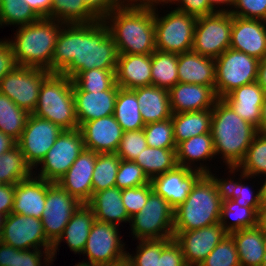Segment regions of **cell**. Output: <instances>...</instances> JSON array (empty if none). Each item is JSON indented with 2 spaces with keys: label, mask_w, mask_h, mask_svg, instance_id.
Listing matches in <instances>:
<instances>
[{
  "label": "cell",
  "mask_w": 266,
  "mask_h": 266,
  "mask_svg": "<svg viewBox=\"0 0 266 266\" xmlns=\"http://www.w3.org/2000/svg\"><path fill=\"white\" fill-rule=\"evenodd\" d=\"M118 51L103 20L63 24L52 58V73L72 78L90 69L116 70Z\"/></svg>",
  "instance_id": "obj_1"
},
{
  "label": "cell",
  "mask_w": 266,
  "mask_h": 266,
  "mask_svg": "<svg viewBox=\"0 0 266 266\" xmlns=\"http://www.w3.org/2000/svg\"><path fill=\"white\" fill-rule=\"evenodd\" d=\"M118 54L150 55L156 50L154 8L124 5L103 19Z\"/></svg>",
  "instance_id": "obj_2"
},
{
  "label": "cell",
  "mask_w": 266,
  "mask_h": 266,
  "mask_svg": "<svg viewBox=\"0 0 266 266\" xmlns=\"http://www.w3.org/2000/svg\"><path fill=\"white\" fill-rule=\"evenodd\" d=\"M223 197L220 178L204 174L185 201L174 209V231H190L219 223Z\"/></svg>",
  "instance_id": "obj_3"
},
{
  "label": "cell",
  "mask_w": 266,
  "mask_h": 266,
  "mask_svg": "<svg viewBox=\"0 0 266 266\" xmlns=\"http://www.w3.org/2000/svg\"><path fill=\"white\" fill-rule=\"evenodd\" d=\"M257 129L243 120L223 100L218 99L212 108L211 135L215 154L222 156L227 168H236L245 157Z\"/></svg>",
  "instance_id": "obj_4"
},
{
  "label": "cell",
  "mask_w": 266,
  "mask_h": 266,
  "mask_svg": "<svg viewBox=\"0 0 266 266\" xmlns=\"http://www.w3.org/2000/svg\"><path fill=\"white\" fill-rule=\"evenodd\" d=\"M63 23L50 18L18 27L14 40H8L17 66L43 68L52 73V58Z\"/></svg>",
  "instance_id": "obj_5"
},
{
  "label": "cell",
  "mask_w": 266,
  "mask_h": 266,
  "mask_svg": "<svg viewBox=\"0 0 266 266\" xmlns=\"http://www.w3.org/2000/svg\"><path fill=\"white\" fill-rule=\"evenodd\" d=\"M32 114L51 121L63 130L79 128L72 79L60 73H51L41 85Z\"/></svg>",
  "instance_id": "obj_6"
},
{
  "label": "cell",
  "mask_w": 266,
  "mask_h": 266,
  "mask_svg": "<svg viewBox=\"0 0 266 266\" xmlns=\"http://www.w3.org/2000/svg\"><path fill=\"white\" fill-rule=\"evenodd\" d=\"M259 60L232 48L215 59V93L218 99L234 89L257 81Z\"/></svg>",
  "instance_id": "obj_7"
},
{
  "label": "cell",
  "mask_w": 266,
  "mask_h": 266,
  "mask_svg": "<svg viewBox=\"0 0 266 266\" xmlns=\"http://www.w3.org/2000/svg\"><path fill=\"white\" fill-rule=\"evenodd\" d=\"M132 235L137 240L173 238L174 208L154 191L145 206L131 217Z\"/></svg>",
  "instance_id": "obj_8"
},
{
  "label": "cell",
  "mask_w": 266,
  "mask_h": 266,
  "mask_svg": "<svg viewBox=\"0 0 266 266\" xmlns=\"http://www.w3.org/2000/svg\"><path fill=\"white\" fill-rule=\"evenodd\" d=\"M154 8L156 50L182 54L192 50L197 18L177 10L160 17Z\"/></svg>",
  "instance_id": "obj_9"
},
{
  "label": "cell",
  "mask_w": 266,
  "mask_h": 266,
  "mask_svg": "<svg viewBox=\"0 0 266 266\" xmlns=\"http://www.w3.org/2000/svg\"><path fill=\"white\" fill-rule=\"evenodd\" d=\"M232 14L216 11L197 18L192 50L199 55L216 59L230 48Z\"/></svg>",
  "instance_id": "obj_10"
},
{
  "label": "cell",
  "mask_w": 266,
  "mask_h": 266,
  "mask_svg": "<svg viewBox=\"0 0 266 266\" xmlns=\"http://www.w3.org/2000/svg\"><path fill=\"white\" fill-rule=\"evenodd\" d=\"M51 74L46 69L16 66L0 81V92L17 106L32 114L43 81Z\"/></svg>",
  "instance_id": "obj_11"
},
{
  "label": "cell",
  "mask_w": 266,
  "mask_h": 266,
  "mask_svg": "<svg viewBox=\"0 0 266 266\" xmlns=\"http://www.w3.org/2000/svg\"><path fill=\"white\" fill-rule=\"evenodd\" d=\"M84 150L83 135L79 128L63 130L39 165L36 177L57 182Z\"/></svg>",
  "instance_id": "obj_12"
},
{
  "label": "cell",
  "mask_w": 266,
  "mask_h": 266,
  "mask_svg": "<svg viewBox=\"0 0 266 266\" xmlns=\"http://www.w3.org/2000/svg\"><path fill=\"white\" fill-rule=\"evenodd\" d=\"M118 233V226L95 220L82 252L88 257V262L107 266L126 259L125 243L121 241Z\"/></svg>",
  "instance_id": "obj_13"
},
{
  "label": "cell",
  "mask_w": 266,
  "mask_h": 266,
  "mask_svg": "<svg viewBox=\"0 0 266 266\" xmlns=\"http://www.w3.org/2000/svg\"><path fill=\"white\" fill-rule=\"evenodd\" d=\"M62 131L63 129L49 120L33 114L28 116L17 145L32 170L39 166Z\"/></svg>",
  "instance_id": "obj_14"
},
{
  "label": "cell",
  "mask_w": 266,
  "mask_h": 266,
  "mask_svg": "<svg viewBox=\"0 0 266 266\" xmlns=\"http://www.w3.org/2000/svg\"><path fill=\"white\" fill-rule=\"evenodd\" d=\"M81 203L56 182L47 181V193L41 221L47 239L54 245L62 236L74 211Z\"/></svg>",
  "instance_id": "obj_15"
},
{
  "label": "cell",
  "mask_w": 266,
  "mask_h": 266,
  "mask_svg": "<svg viewBox=\"0 0 266 266\" xmlns=\"http://www.w3.org/2000/svg\"><path fill=\"white\" fill-rule=\"evenodd\" d=\"M0 241L16 249H40L52 251L53 244L47 239L41 219L10 213L6 217Z\"/></svg>",
  "instance_id": "obj_16"
},
{
  "label": "cell",
  "mask_w": 266,
  "mask_h": 266,
  "mask_svg": "<svg viewBox=\"0 0 266 266\" xmlns=\"http://www.w3.org/2000/svg\"><path fill=\"white\" fill-rule=\"evenodd\" d=\"M187 266H200L228 234L220 223L190 231H173Z\"/></svg>",
  "instance_id": "obj_17"
},
{
  "label": "cell",
  "mask_w": 266,
  "mask_h": 266,
  "mask_svg": "<svg viewBox=\"0 0 266 266\" xmlns=\"http://www.w3.org/2000/svg\"><path fill=\"white\" fill-rule=\"evenodd\" d=\"M204 175L199 170H192L183 166L174 169L150 180L153 191L162 196L175 209L188 197L195 183Z\"/></svg>",
  "instance_id": "obj_18"
},
{
  "label": "cell",
  "mask_w": 266,
  "mask_h": 266,
  "mask_svg": "<svg viewBox=\"0 0 266 266\" xmlns=\"http://www.w3.org/2000/svg\"><path fill=\"white\" fill-rule=\"evenodd\" d=\"M230 48L262 60L266 56V21L232 15Z\"/></svg>",
  "instance_id": "obj_19"
},
{
  "label": "cell",
  "mask_w": 266,
  "mask_h": 266,
  "mask_svg": "<svg viewBox=\"0 0 266 266\" xmlns=\"http://www.w3.org/2000/svg\"><path fill=\"white\" fill-rule=\"evenodd\" d=\"M95 163L96 153L84 148L56 183L80 203H88L93 196L92 176Z\"/></svg>",
  "instance_id": "obj_20"
},
{
  "label": "cell",
  "mask_w": 266,
  "mask_h": 266,
  "mask_svg": "<svg viewBox=\"0 0 266 266\" xmlns=\"http://www.w3.org/2000/svg\"><path fill=\"white\" fill-rule=\"evenodd\" d=\"M84 148L95 153H116L123 130L114 115L84 122L79 127Z\"/></svg>",
  "instance_id": "obj_21"
},
{
  "label": "cell",
  "mask_w": 266,
  "mask_h": 266,
  "mask_svg": "<svg viewBox=\"0 0 266 266\" xmlns=\"http://www.w3.org/2000/svg\"><path fill=\"white\" fill-rule=\"evenodd\" d=\"M168 91L172 113L212 109L218 100L212 86L178 82Z\"/></svg>",
  "instance_id": "obj_22"
},
{
  "label": "cell",
  "mask_w": 266,
  "mask_h": 266,
  "mask_svg": "<svg viewBox=\"0 0 266 266\" xmlns=\"http://www.w3.org/2000/svg\"><path fill=\"white\" fill-rule=\"evenodd\" d=\"M120 87L115 84L103 92L73 91L79 127L87 121L114 114L115 100Z\"/></svg>",
  "instance_id": "obj_23"
},
{
  "label": "cell",
  "mask_w": 266,
  "mask_h": 266,
  "mask_svg": "<svg viewBox=\"0 0 266 266\" xmlns=\"http://www.w3.org/2000/svg\"><path fill=\"white\" fill-rule=\"evenodd\" d=\"M115 78L116 84L127 90L152 85L151 54H119Z\"/></svg>",
  "instance_id": "obj_24"
},
{
  "label": "cell",
  "mask_w": 266,
  "mask_h": 266,
  "mask_svg": "<svg viewBox=\"0 0 266 266\" xmlns=\"http://www.w3.org/2000/svg\"><path fill=\"white\" fill-rule=\"evenodd\" d=\"M47 193V181L33 175L14 185V203L11 213L41 219Z\"/></svg>",
  "instance_id": "obj_25"
},
{
  "label": "cell",
  "mask_w": 266,
  "mask_h": 266,
  "mask_svg": "<svg viewBox=\"0 0 266 266\" xmlns=\"http://www.w3.org/2000/svg\"><path fill=\"white\" fill-rule=\"evenodd\" d=\"M265 92L257 83L240 86L222 98L243 120L258 129Z\"/></svg>",
  "instance_id": "obj_26"
},
{
  "label": "cell",
  "mask_w": 266,
  "mask_h": 266,
  "mask_svg": "<svg viewBox=\"0 0 266 266\" xmlns=\"http://www.w3.org/2000/svg\"><path fill=\"white\" fill-rule=\"evenodd\" d=\"M94 221L95 216L91 207L87 203H81L65 226L62 236L53 245L52 259L55 258L62 240H65L75 254H82Z\"/></svg>",
  "instance_id": "obj_27"
},
{
  "label": "cell",
  "mask_w": 266,
  "mask_h": 266,
  "mask_svg": "<svg viewBox=\"0 0 266 266\" xmlns=\"http://www.w3.org/2000/svg\"><path fill=\"white\" fill-rule=\"evenodd\" d=\"M179 82L212 86L215 89V59L193 50L178 54Z\"/></svg>",
  "instance_id": "obj_28"
},
{
  "label": "cell",
  "mask_w": 266,
  "mask_h": 266,
  "mask_svg": "<svg viewBox=\"0 0 266 266\" xmlns=\"http://www.w3.org/2000/svg\"><path fill=\"white\" fill-rule=\"evenodd\" d=\"M139 103L142 119L146 124L171 118L169 91L154 85L132 89Z\"/></svg>",
  "instance_id": "obj_29"
},
{
  "label": "cell",
  "mask_w": 266,
  "mask_h": 266,
  "mask_svg": "<svg viewBox=\"0 0 266 266\" xmlns=\"http://www.w3.org/2000/svg\"><path fill=\"white\" fill-rule=\"evenodd\" d=\"M93 210L95 220L118 226L129 222V217L121 198V189L111 187L93 194L87 203Z\"/></svg>",
  "instance_id": "obj_30"
},
{
  "label": "cell",
  "mask_w": 266,
  "mask_h": 266,
  "mask_svg": "<svg viewBox=\"0 0 266 266\" xmlns=\"http://www.w3.org/2000/svg\"><path fill=\"white\" fill-rule=\"evenodd\" d=\"M214 143L211 133L196 135L183 142H180L176 147V161L178 166L199 170L204 174H212L210 169L203 164L196 168L194 161H206L215 156ZM193 165V166H192ZM195 167V168H193Z\"/></svg>",
  "instance_id": "obj_31"
},
{
  "label": "cell",
  "mask_w": 266,
  "mask_h": 266,
  "mask_svg": "<svg viewBox=\"0 0 266 266\" xmlns=\"http://www.w3.org/2000/svg\"><path fill=\"white\" fill-rule=\"evenodd\" d=\"M232 236L241 266H261L266 250V234L258 224L251 228L234 231Z\"/></svg>",
  "instance_id": "obj_32"
},
{
  "label": "cell",
  "mask_w": 266,
  "mask_h": 266,
  "mask_svg": "<svg viewBox=\"0 0 266 266\" xmlns=\"http://www.w3.org/2000/svg\"><path fill=\"white\" fill-rule=\"evenodd\" d=\"M176 145L196 135L211 133L212 109L172 113Z\"/></svg>",
  "instance_id": "obj_33"
},
{
  "label": "cell",
  "mask_w": 266,
  "mask_h": 266,
  "mask_svg": "<svg viewBox=\"0 0 266 266\" xmlns=\"http://www.w3.org/2000/svg\"><path fill=\"white\" fill-rule=\"evenodd\" d=\"M113 115L123 132L140 130L145 126L136 94L132 90H118Z\"/></svg>",
  "instance_id": "obj_34"
},
{
  "label": "cell",
  "mask_w": 266,
  "mask_h": 266,
  "mask_svg": "<svg viewBox=\"0 0 266 266\" xmlns=\"http://www.w3.org/2000/svg\"><path fill=\"white\" fill-rule=\"evenodd\" d=\"M151 180L177 166L176 148H154L147 146L134 160Z\"/></svg>",
  "instance_id": "obj_35"
},
{
  "label": "cell",
  "mask_w": 266,
  "mask_h": 266,
  "mask_svg": "<svg viewBox=\"0 0 266 266\" xmlns=\"http://www.w3.org/2000/svg\"><path fill=\"white\" fill-rule=\"evenodd\" d=\"M228 219L233 221L229 225L226 223ZM219 223L230 234L234 231L257 226L259 224V214L252 207L240 206L233 199H227L224 196Z\"/></svg>",
  "instance_id": "obj_36"
},
{
  "label": "cell",
  "mask_w": 266,
  "mask_h": 266,
  "mask_svg": "<svg viewBox=\"0 0 266 266\" xmlns=\"http://www.w3.org/2000/svg\"><path fill=\"white\" fill-rule=\"evenodd\" d=\"M237 171L241 174L239 179H248L266 173V134L257 133L243 160L236 168H229L230 173Z\"/></svg>",
  "instance_id": "obj_37"
},
{
  "label": "cell",
  "mask_w": 266,
  "mask_h": 266,
  "mask_svg": "<svg viewBox=\"0 0 266 266\" xmlns=\"http://www.w3.org/2000/svg\"><path fill=\"white\" fill-rule=\"evenodd\" d=\"M178 54L155 50L151 54L152 85L170 89L178 82Z\"/></svg>",
  "instance_id": "obj_38"
},
{
  "label": "cell",
  "mask_w": 266,
  "mask_h": 266,
  "mask_svg": "<svg viewBox=\"0 0 266 266\" xmlns=\"http://www.w3.org/2000/svg\"><path fill=\"white\" fill-rule=\"evenodd\" d=\"M32 171L18 145L0 156V179L4 184L15 185L36 175Z\"/></svg>",
  "instance_id": "obj_39"
},
{
  "label": "cell",
  "mask_w": 266,
  "mask_h": 266,
  "mask_svg": "<svg viewBox=\"0 0 266 266\" xmlns=\"http://www.w3.org/2000/svg\"><path fill=\"white\" fill-rule=\"evenodd\" d=\"M51 19L63 24H89L99 20L84 0H53Z\"/></svg>",
  "instance_id": "obj_40"
},
{
  "label": "cell",
  "mask_w": 266,
  "mask_h": 266,
  "mask_svg": "<svg viewBox=\"0 0 266 266\" xmlns=\"http://www.w3.org/2000/svg\"><path fill=\"white\" fill-rule=\"evenodd\" d=\"M30 114L0 92V131L18 141Z\"/></svg>",
  "instance_id": "obj_41"
},
{
  "label": "cell",
  "mask_w": 266,
  "mask_h": 266,
  "mask_svg": "<svg viewBox=\"0 0 266 266\" xmlns=\"http://www.w3.org/2000/svg\"><path fill=\"white\" fill-rule=\"evenodd\" d=\"M120 160L116 153H96L92 176L93 194L115 186Z\"/></svg>",
  "instance_id": "obj_42"
},
{
  "label": "cell",
  "mask_w": 266,
  "mask_h": 266,
  "mask_svg": "<svg viewBox=\"0 0 266 266\" xmlns=\"http://www.w3.org/2000/svg\"><path fill=\"white\" fill-rule=\"evenodd\" d=\"M73 91L103 92L116 84L115 70L90 69L75 74Z\"/></svg>",
  "instance_id": "obj_43"
},
{
  "label": "cell",
  "mask_w": 266,
  "mask_h": 266,
  "mask_svg": "<svg viewBox=\"0 0 266 266\" xmlns=\"http://www.w3.org/2000/svg\"><path fill=\"white\" fill-rule=\"evenodd\" d=\"M39 19L23 0H0V26L5 24L21 27Z\"/></svg>",
  "instance_id": "obj_44"
},
{
  "label": "cell",
  "mask_w": 266,
  "mask_h": 266,
  "mask_svg": "<svg viewBox=\"0 0 266 266\" xmlns=\"http://www.w3.org/2000/svg\"><path fill=\"white\" fill-rule=\"evenodd\" d=\"M220 179L223 188V194L227 199H233L240 206L252 207L258 214L264 206L261 189H258L257 193L252 192L249 186L245 183L241 184L242 180L234 181L230 178Z\"/></svg>",
  "instance_id": "obj_45"
},
{
  "label": "cell",
  "mask_w": 266,
  "mask_h": 266,
  "mask_svg": "<svg viewBox=\"0 0 266 266\" xmlns=\"http://www.w3.org/2000/svg\"><path fill=\"white\" fill-rule=\"evenodd\" d=\"M172 240L173 238L139 240L136 255H130L128 252L126 259L132 266H158L161 251Z\"/></svg>",
  "instance_id": "obj_46"
},
{
  "label": "cell",
  "mask_w": 266,
  "mask_h": 266,
  "mask_svg": "<svg viewBox=\"0 0 266 266\" xmlns=\"http://www.w3.org/2000/svg\"><path fill=\"white\" fill-rule=\"evenodd\" d=\"M148 146L154 148H176L172 118L146 124L143 128Z\"/></svg>",
  "instance_id": "obj_47"
},
{
  "label": "cell",
  "mask_w": 266,
  "mask_h": 266,
  "mask_svg": "<svg viewBox=\"0 0 266 266\" xmlns=\"http://www.w3.org/2000/svg\"><path fill=\"white\" fill-rule=\"evenodd\" d=\"M200 266H241L232 236L227 234Z\"/></svg>",
  "instance_id": "obj_48"
},
{
  "label": "cell",
  "mask_w": 266,
  "mask_h": 266,
  "mask_svg": "<svg viewBox=\"0 0 266 266\" xmlns=\"http://www.w3.org/2000/svg\"><path fill=\"white\" fill-rule=\"evenodd\" d=\"M149 183L150 179L140 165L134 161L120 160L115 187L122 190L132 187H140Z\"/></svg>",
  "instance_id": "obj_49"
},
{
  "label": "cell",
  "mask_w": 266,
  "mask_h": 266,
  "mask_svg": "<svg viewBox=\"0 0 266 266\" xmlns=\"http://www.w3.org/2000/svg\"><path fill=\"white\" fill-rule=\"evenodd\" d=\"M148 146L143 129L123 132L116 154L121 160L134 161Z\"/></svg>",
  "instance_id": "obj_50"
},
{
  "label": "cell",
  "mask_w": 266,
  "mask_h": 266,
  "mask_svg": "<svg viewBox=\"0 0 266 266\" xmlns=\"http://www.w3.org/2000/svg\"><path fill=\"white\" fill-rule=\"evenodd\" d=\"M152 192L151 183L121 190L122 203L130 218L140 212Z\"/></svg>",
  "instance_id": "obj_51"
},
{
  "label": "cell",
  "mask_w": 266,
  "mask_h": 266,
  "mask_svg": "<svg viewBox=\"0 0 266 266\" xmlns=\"http://www.w3.org/2000/svg\"><path fill=\"white\" fill-rule=\"evenodd\" d=\"M232 7L233 16L266 21V0H234Z\"/></svg>",
  "instance_id": "obj_52"
},
{
  "label": "cell",
  "mask_w": 266,
  "mask_h": 266,
  "mask_svg": "<svg viewBox=\"0 0 266 266\" xmlns=\"http://www.w3.org/2000/svg\"><path fill=\"white\" fill-rule=\"evenodd\" d=\"M17 249L14 252L13 266H49L54 259H52V251H43L41 249ZM42 256L44 260L42 263Z\"/></svg>",
  "instance_id": "obj_53"
},
{
  "label": "cell",
  "mask_w": 266,
  "mask_h": 266,
  "mask_svg": "<svg viewBox=\"0 0 266 266\" xmlns=\"http://www.w3.org/2000/svg\"><path fill=\"white\" fill-rule=\"evenodd\" d=\"M175 2L178 4V7L174 8L175 10L196 18L207 16L217 11L208 0H172L171 4H176Z\"/></svg>",
  "instance_id": "obj_54"
},
{
  "label": "cell",
  "mask_w": 266,
  "mask_h": 266,
  "mask_svg": "<svg viewBox=\"0 0 266 266\" xmlns=\"http://www.w3.org/2000/svg\"><path fill=\"white\" fill-rule=\"evenodd\" d=\"M84 3L99 20H103L114 9L127 4L126 0H84Z\"/></svg>",
  "instance_id": "obj_55"
},
{
  "label": "cell",
  "mask_w": 266,
  "mask_h": 266,
  "mask_svg": "<svg viewBox=\"0 0 266 266\" xmlns=\"http://www.w3.org/2000/svg\"><path fill=\"white\" fill-rule=\"evenodd\" d=\"M158 266H187L181 247L174 239L161 251Z\"/></svg>",
  "instance_id": "obj_56"
},
{
  "label": "cell",
  "mask_w": 266,
  "mask_h": 266,
  "mask_svg": "<svg viewBox=\"0 0 266 266\" xmlns=\"http://www.w3.org/2000/svg\"><path fill=\"white\" fill-rule=\"evenodd\" d=\"M17 66L8 40H0V81Z\"/></svg>",
  "instance_id": "obj_57"
},
{
  "label": "cell",
  "mask_w": 266,
  "mask_h": 266,
  "mask_svg": "<svg viewBox=\"0 0 266 266\" xmlns=\"http://www.w3.org/2000/svg\"><path fill=\"white\" fill-rule=\"evenodd\" d=\"M14 203V185L0 186V214L8 216L12 212Z\"/></svg>",
  "instance_id": "obj_58"
},
{
  "label": "cell",
  "mask_w": 266,
  "mask_h": 266,
  "mask_svg": "<svg viewBox=\"0 0 266 266\" xmlns=\"http://www.w3.org/2000/svg\"><path fill=\"white\" fill-rule=\"evenodd\" d=\"M40 18L51 19L53 0H23Z\"/></svg>",
  "instance_id": "obj_59"
},
{
  "label": "cell",
  "mask_w": 266,
  "mask_h": 266,
  "mask_svg": "<svg viewBox=\"0 0 266 266\" xmlns=\"http://www.w3.org/2000/svg\"><path fill=\"white\" fill-rule=\"evenodd\" d=\"M16 250V248L0 241V266H13Z\"/></svg>",
  "instance_id": "obj_60"
},
{
  "label": "cell",
  "mask_w": 266,
  "mask_h": 266,
  "mask_svg": "<svg viewBox=\"0 0 266 266\" xmlns=\"http://www.w3.org/2000/svg\"><path fill=\"white\" fill-rule=\"evenodd\" d=\"M172 0H126V3L135 7L155 8L158 4H169ZM156 4V5H155Z\"/></svg>",
  "instance_id": "obj_61"
},
{
  "label": "cell",
  "mask_w": 266,
  "mask_h": 266,
  "mask_svg": "<svg viewBox=\"0 0 266 266\" xmlns=\"http://www.w3.org/2000/svg\"><path fill=\"white\" fill-rule=\"evenodd\" d=\"M17 145V141L0 131V156Z\"/></svg>",
  "instance_id": "obj_62"
},
{
  "label": "cell",
  "mask_w": 266,
  "mask_h": 266,
  "mask_svg": "<svg viewBox=\"0 0 266 266\" xmlns=\"http://www.w3.org/2000/svg\"><path fill=\"white\" fill-rule=\"evenodd\" d=\"M256 82L262 87L266 94V56L262 60H259Z\"/></svg>",
  "instance_id": "obj_63"
},
{
  "label": "cell",
  "mask_w": 266,
  "mask_h": 266,
  "mask_svg": "<svg viewBox=\"0 0 266 266\" xmlns=\"http://www.w3.org/2000/svg\"><path fill=\"white\" fill-rule=\"evenodd\" d=\"M257 132L261 134H266V94L261 108V120Z\"/></svg>",
  "instance_id": "obj_64"
},
{
  "label": "cell",
  "mask_w": 266,
  "mask_h": 266,
  "mask_svg": "<svg viewBox=\"0 0 266 266\" xmlns=\"http://www.w3.org/2000/svg\"><path fill=\"white\" fill-rule=\"evenodd\" d=\"M208 1L210 2L211 6L217 11H229V9L228 8L225 9V7H224V9H222V8L217 9L218 7H216V5L219 6V5L226 4L227 6L229 5L230 7H232L234 0H208Z\"/></svg>",
  "instance_id": "obj_65"
},
{
  "label": "cell",
  "mask_w": 266,
  "mask_h": 266,
  "mask_svg": "<svg viewBox=\"0 0 266 266\" xmlns=\"http://www.w3.org/2000/svg\"><path fill=\"white\" fill-rule=\"evenodd\" d=\"M259 225L262 227L264 233L266 234V204L262 207L259 214Z\"/></svg>",
  "instance_id": "obj_66"
},
{
  "label": "cell",
  "mask_w": 266,
  "mask_h": 266,
  "mask_svg": "<svg viewBox=\"0 0 266 266\" xmlns=\"http://www.w3.org/2000/svg\"><path fill=\"white\" fill-rule=\"evenodd\" d=\"M264 176L266 177V173L264 174ZM260 189L262 193L263 203L266 204V178H265L264 184L261 185Z\"/></svg>",
  "instance_id": "obj_67"
},
{
  "label": "cell",
  "mask_w": 266,
  "mask_h": 266,
  "mask_svg": "<svg viewBox=\"0 0 266 266\" xmlns=\"http://www.w3.org/2000/svg\"><path fill=\"white\" fill-rule=\"evenodd\" d=\"M107 266H132V264L127 259H124L123 261H120V262L115 263V264H110Z\"/></svg>",
  "instance_id": "obj_68"
},
{
  "label": "cell",
  "mask_w": 266,
  "mask_h": 266,
  "mask_svg": "<svg viewBox=\"0 0 266 266\" xmlns=\"http://www.w3.org/2000/svg\"><path fill=\"white\" fill-rule=\"evenodd\" d=\"M6 215L0 214V236L3 232V227L5 225V221H6Z\"/></svg>",
  "instance_id": "obj_69"
},
{
  "label": "cell",
  "mask_w": 266,
  "mask_h": 266,
  "mask_svg": "<svg viewBox=\"0 0 266 266\" xmlns=\"http://www.w3.org/2000/svg\"><path fill=\"white\" fill-rule=\"evenodd\" d=\"M75 266H98V265H93V264H91V263H89V262H80L79 264H76Z\"/></svg>",
  "instance_id": "obj_70"
},
{
  "label": "cell",
  "mask_w": 266,
  "mask_h": 266,
  "mask_svg": "<svg viewBox=\"0 0 266 266\" xmlns=\"http://www.w3.org/2000/svg\"><path fill=\"white\" fill-rule=\"evenodd\" d=\"M261 266H266V250H265V253H264V256H263V259H262Z\"/></svg>",
  "instance_id": "obj_71"
},
{
  "label": "cell",
  "mask_w": 266,
  "mask_h": 266,
  "mask_svg": "<svg viewBox=\"0 0 266 266\" xmlns=\"http://www.w3.org/2000/svg\"><path fill=\"white\" fill-rule=\"evenodd\" d=\"M4 182L0 179V186H3Z\"/></svg>",
  "instance_id": "obj_72"
}]
</instances>
